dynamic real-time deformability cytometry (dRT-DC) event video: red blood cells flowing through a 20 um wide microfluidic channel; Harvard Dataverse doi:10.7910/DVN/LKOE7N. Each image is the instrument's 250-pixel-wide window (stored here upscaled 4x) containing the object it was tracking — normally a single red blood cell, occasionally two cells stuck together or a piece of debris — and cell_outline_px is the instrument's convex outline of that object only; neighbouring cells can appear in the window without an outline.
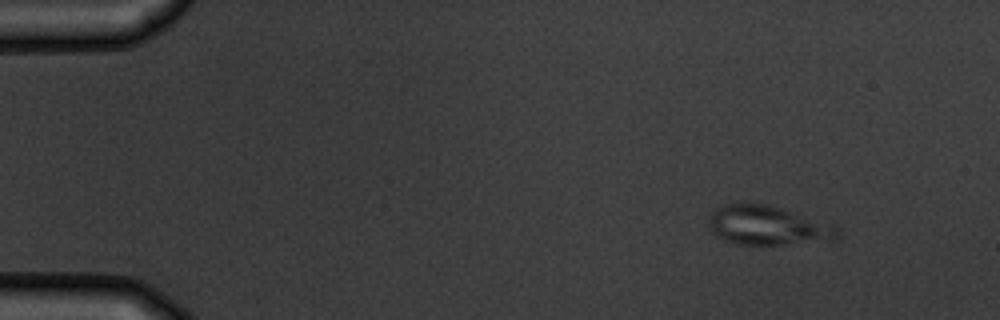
{"species": "common noctule bat (a hibernating species)", "species_latin": "Nyctalus noctula", "temperature_condition": "warm", "stored_images_in_passage": 4, "camera_frame_rate_fps": 3000, "um_per_image_px": 0.085, "animal": {"sex": "male", "body_mass_g": 19.5, "forearm_length_mm": 54.6}, "frame": {"image": 1, "passage_image": 1, "time_ms": 0.0, "image_size_px": [1000, 320], "cell_outline_px": [[840, 236], [836, 240], [784, 244], [736, 244], [724, 240], [716, 236], [708, 228], [708, 216], [716, 208], [724, 204], [764, 204], [780, 208], [836, 224], [840, 228]], "centroid_in_image_um": [65.29, 19.18], "position_along_channel_um": 19.7, "area_um2": 29.71}}